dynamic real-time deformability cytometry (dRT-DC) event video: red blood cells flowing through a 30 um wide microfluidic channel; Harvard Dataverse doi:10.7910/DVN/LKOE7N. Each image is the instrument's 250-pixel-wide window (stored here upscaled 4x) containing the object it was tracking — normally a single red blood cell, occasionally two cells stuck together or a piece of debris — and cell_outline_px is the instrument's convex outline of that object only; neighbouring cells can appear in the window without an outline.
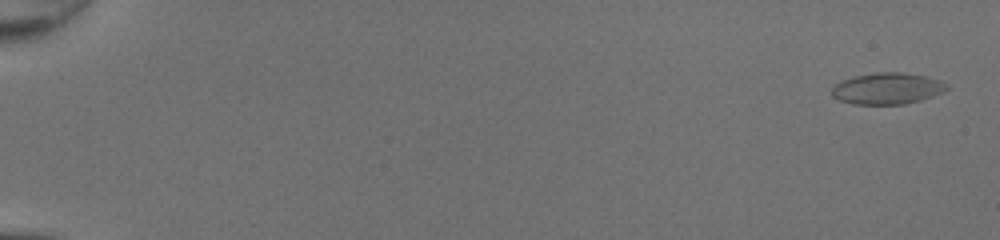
{"species": "common noctule bat (a hibernating species)", "species_latin": "Nyctalus noctula", "temperature_condition": "room temperature", "stored_images_in_passage": 51, "camera_frame_rate_fps": 3000, "um_per_image_px": 0.085, "animal": {"sex": "female", "body_mass_g": 20.0, "forearm_length_mm": 54.0}, "frame": {"image": 1, "passage_image": 2, "time_ms": 0.333, "image_size_px": [1000, 240], "cell_outline_px": [[948, 88], [944, 92], [920, 100], [904, 104], [852, 104], [840, 100], [832, 96], [832, 88], [836, 84], [844, 80], [856, 76], [876, 72], [904, 72], [924, 76], [940, 80], [948, 84]], "centroid_in_image_um": [75.44, 7.52], "position_along_channel_um": 9.6, "area_um2": 20.92}}
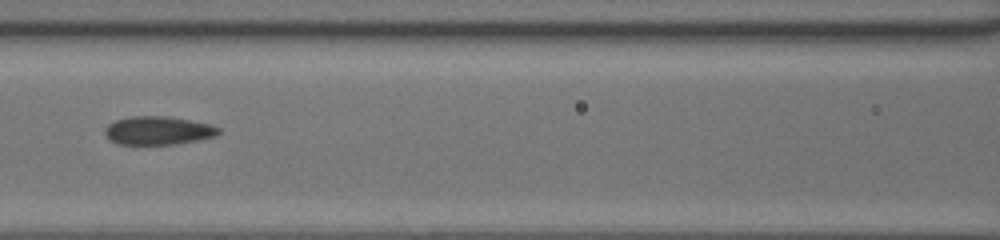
{"frame": {"image": 2, "passage_image": 26, "time_ms": 8.333, "image_size_px": [1000, 240], "cell_outline_px": [[220, 132], [216, 136], [200, 140], [176, 144], [116, 144], [108, 140], [104, 132], [104, 128], [108, 124], [116, 120], [128, 116], [168, 116], [212, 124], [220, 128]], "centroid_in_image_um": [13.43, 11.09], "position_along_channel_um": 153.2, "area_um2": 19.13}}
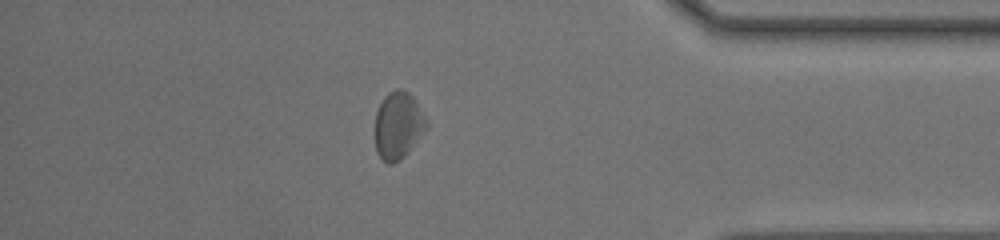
{"frame": {"image": 3, "passage_image": 45, "time_ms": 14.667, "image_size_px": [1000, 240], "cell_outline_px": [[428, 124], [408, 152], [400, 160], [392, 164], [388, 164], [376, 152], [376, 112], [384, 96], [388, 92], [396, 88], [400, 88], [408, 92], [416, 100], [428, 120]], "centroid_in_image_um": [33.85, 10.63], "position_along_channel_um": 401.4, "area_um2": 20.0}, "authors_computed_cell_mechanics": {"area_um2": 19.4786, "velocity_mm_per_s": 4.2908, "shape_relaxation_time_tau1_ms": 3.558, "shape_relaxation_time_tau2_ms": 1.8773, "deformation_change_tau1": 0.0816, "deformation_change_tau2": 0.0923}}